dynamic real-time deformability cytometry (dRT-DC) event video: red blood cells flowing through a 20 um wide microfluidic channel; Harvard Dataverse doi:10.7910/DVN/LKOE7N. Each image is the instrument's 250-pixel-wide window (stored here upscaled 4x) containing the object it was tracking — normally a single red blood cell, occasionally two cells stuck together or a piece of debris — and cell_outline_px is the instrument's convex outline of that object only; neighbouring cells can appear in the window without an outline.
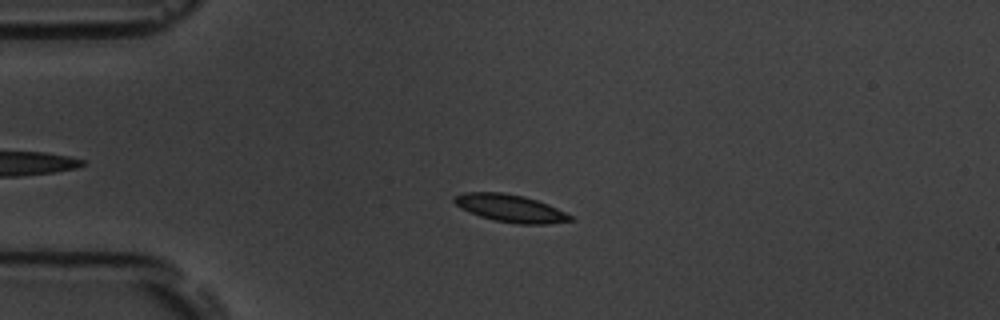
{"species": "common noctule bat (a hibernating species)", "species_latin": "Nyctalus noctula", "temperature_condition": "room temperature", "stored_images_in_passage": 54, "camera_frame_rate_fps": 3000, "um_per_image_px": 0.085, "animal": {"sex": "male", "body_mass_g": 19.5, "forearm_length_mm": 54.6}, "frame": {"image": 1, "passage_image": 13, "time_ms": 4.0, "image_size_px": [1000, 320], "cell_outline_px": [[576, 220], [548, 224], [516, 224], [496, 220], [480, 216], [468, 212], [460, 208], [452, 200], [456, 196], [464, 192], [504, 192], [524, 196], [548, 204], [572, 216]], "centroid_in_image_um": [43.39, 17.7], "position_along_channel_um": 41.6, "area_um2": 18.61}}
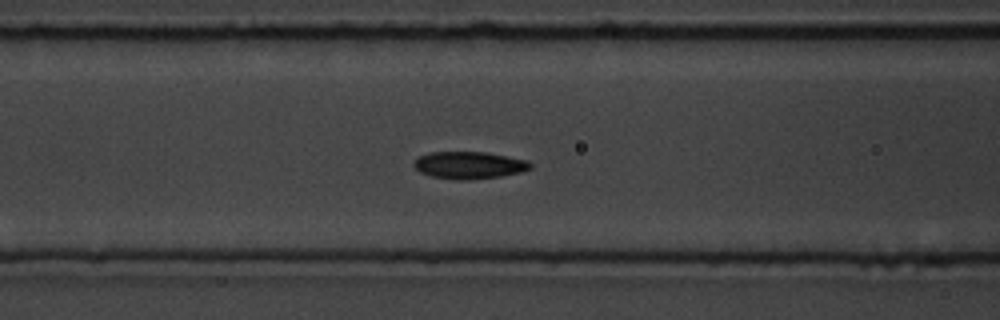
{"frame": {"image": 2, "passage_image": 22, "time_ms": 7.0, "image_size_px": [1000, 320], "cell_outline_px": [[532, 168], [520, 172], [500, 176], [464, 180], [456, 180], [432, 176], [420, 172], [412, 164], [412, 160], [420, 156], [432, 152], [484, 152], [528, 160], [532, 164]], "centroid_in_image_um": [39.86, 14.03], "position_along_channel_um": 126.7, "area_um2": 18.38}}
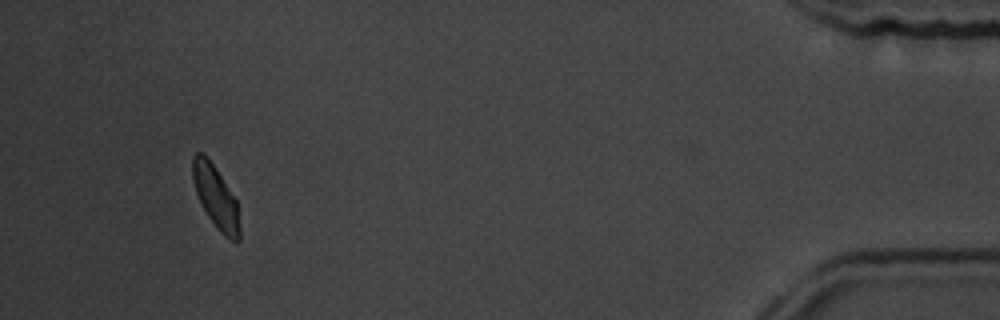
{"frame": {"image": 3, "passage_image": 51, "time_ms": 16.667, "image_size_px": [1000, 320], "cell_outline_px": [[240, 240], [236, 244], [228, 240], [216, 228], [208, 216], [196, 192], [192, 176], [192, 156], [196, 152], [204, 152], [208, 156], [236, 200], [240, 228]], "centroid_in_image_um": [18.35, 16.76], "position_along_channel_um": 416.9, "area_um2": 17.22}, "authors_computed_cell_mechanics": {"area_um2": 17.7446, "velocity_mm_per_s": 3.7332, "shape_relaxation_time_tau1_ms": 2.8482, "shape_relaxation_time_tau2_ms": 4.0446, "deformation_change_tau1": 0.0906, "deformation_change_tau2": 0.0765}}